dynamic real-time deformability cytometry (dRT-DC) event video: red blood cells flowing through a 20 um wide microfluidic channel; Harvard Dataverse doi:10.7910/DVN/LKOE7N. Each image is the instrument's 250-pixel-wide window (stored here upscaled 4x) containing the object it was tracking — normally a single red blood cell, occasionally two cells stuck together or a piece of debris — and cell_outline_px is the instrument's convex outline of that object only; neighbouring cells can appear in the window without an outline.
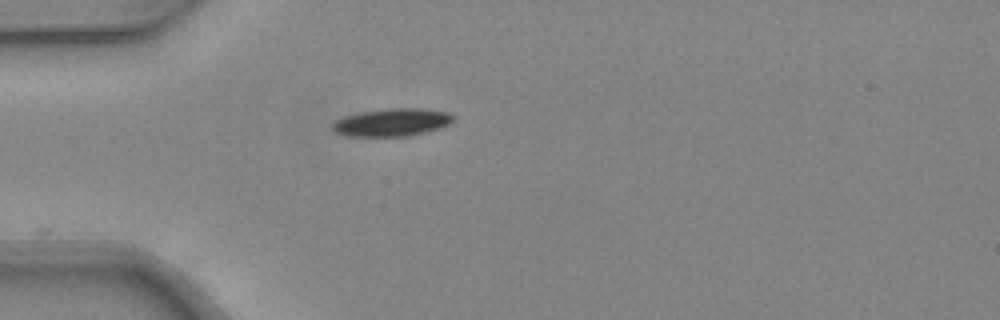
{"species": "common noctule bat (a hibernating species)", "species_latin": "Nyctalus noctula", "temperature_condition": "warm", "stored_images_in_passage": 4, "camera_frame_rate_fps": 3000, "um_per_image_px": 0.085, "animal": {"sex": "female", "body_mass_g": 24.6, "forearm_length_mm": 56.2}, "frame": {"image": 1, "passage_image": 1, "time_ms": 0.0, "image_size_px": [1000, 320], "cell_outline_px": [[452, 120], [448, 124], [440, 128], [424, 132], [404, 136], [348, 136], [336, 132], [332, 128], [332, 124], [336, 120], [344, 116], [360, 112], [392, 108], [420, 108], [448, 112], [452, 116]], "centroid_in_image_um": [33.29, 10.39], "position_along_channel_um": 51.7, "area_um2": 19.25}}